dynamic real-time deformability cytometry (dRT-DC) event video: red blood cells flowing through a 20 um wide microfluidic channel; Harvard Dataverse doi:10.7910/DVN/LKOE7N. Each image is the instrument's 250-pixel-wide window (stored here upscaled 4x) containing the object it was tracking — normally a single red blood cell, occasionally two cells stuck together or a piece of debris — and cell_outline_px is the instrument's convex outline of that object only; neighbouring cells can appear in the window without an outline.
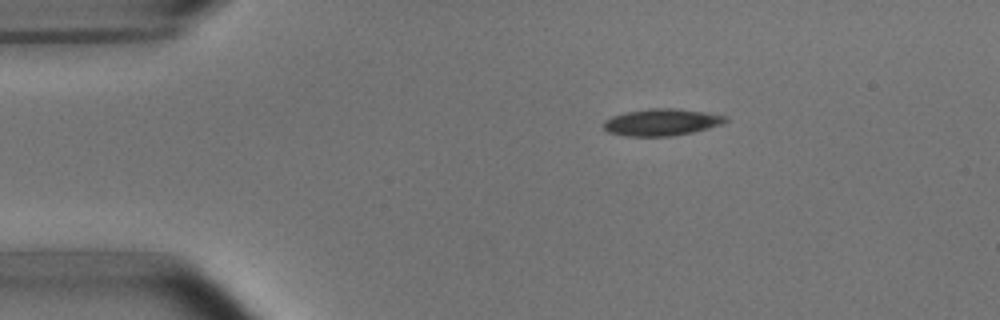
{"species": "common noctule bat (a hibernating species)", "species_latin": "Nyctalus noctula", "temperature_condition": "room temperature", "stored_images_in_passage": 9, "camera_frame_rate_fps": 3000, "um_per_image_px": 0.085, "animal": {"sex": "male", "body_mass_g": 15.6}, "frame": {"image": 1, "passage_image": 1, "time_ms": 0.0, "image_size_px": [1000, 320], "cell_outline_px": [[728, 120], [720, 124], [708, 128], [692, 132], [672, 136], [624, 136], [608, 132], [604, 128], [604, 120], [612, 116], [624, 112], [648, 108], [676, 108], [704, 112], [728, 116]], "centroid_in_image_um": [56.21, 10.38], "position_along_channel_um": 28.8, "area_um2": 19.13}}
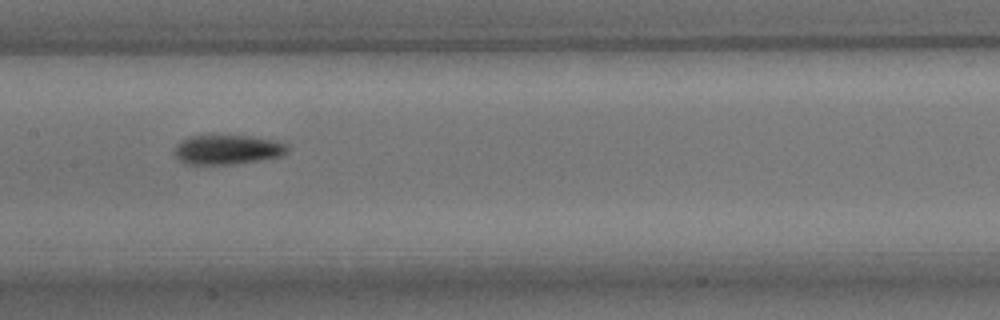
{"frame": {"image": 2, "passage_image": 6, "time_ms": 5.667, "image_size_px": [1000, 320], "cell_outline_px": [[288, 152], [280, 156], [260, 160], [232, 164], [188, 164], [180, 160], [176, 156], [176, 144], [188, 136], [248, 136], [276, 140], [284, 144], [288, 148]], "centroid_in_image_um": [19.34, 12.72], "position_along_channel_um": 188.1, "area_um2": 19.13}}
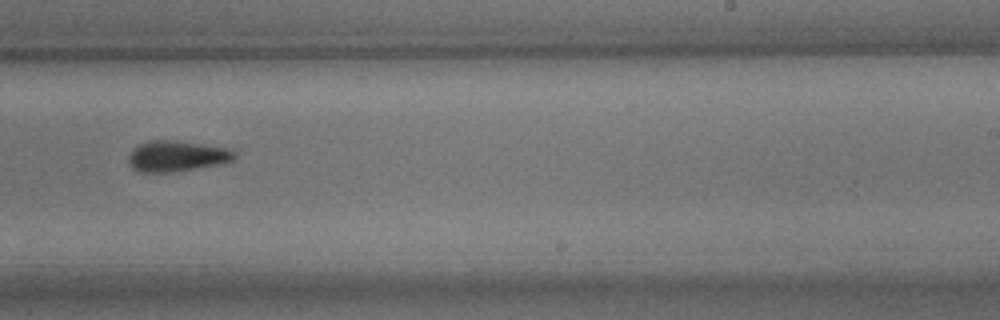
{"frame": {"image": 3, "passage_image": 8, "time_ms": 8.0, "image_size_px": [1000, 320], "cell_outline_px": [[236, 160], [196, 168], [172, 172], [140, 172], [132, 168], [128, 164], [128, 156], [140, 144], [152, 140], [176, 140], [232, 148], [236, 152]], "centroid_in_image_um": [15.07, 13.26], "position_along_channel_um": 273.9, "area_um2": 19.07}}